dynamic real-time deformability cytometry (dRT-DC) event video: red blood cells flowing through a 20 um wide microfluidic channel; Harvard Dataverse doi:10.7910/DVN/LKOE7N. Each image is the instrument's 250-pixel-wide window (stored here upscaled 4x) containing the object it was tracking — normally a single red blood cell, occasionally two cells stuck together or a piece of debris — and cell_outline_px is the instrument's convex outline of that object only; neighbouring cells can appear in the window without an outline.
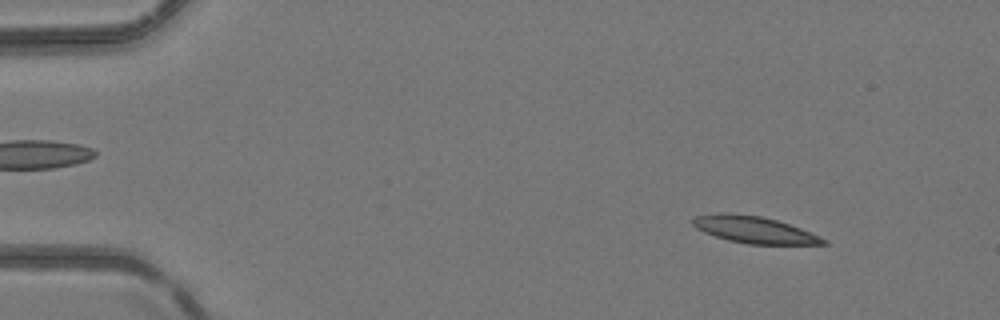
{"species": "common noctule bat (a hibernating species)", "species_latin": "Nyctalus noctula", "temperature_condition": "room temperature", "stored_images_in_passage": 7, "camera_frame_rate_fps": 3000, "um_per_image_px": 0.085, "animal": {"sex": "female", "body_mass_g": 24.6, "forearm_length_mm": 56.2}, "frame": {"image": 1, "passage_image": 1, "time_ms": 0.0, "image_size_px": [1000, 320], "cell_outline_px": [[828, 244], [748, 244], [728, 240], [704, 232], [696, 228], [692, 224], [692, 216], [720, 212], [728, 212], [760, 216], [776, 220], [800, 228], [820, 236], [828, 240]], "centroid_in_image_um": [64.07, 19.51], "position_along_channel_um": 20.9, "area_um2": 20.4}}
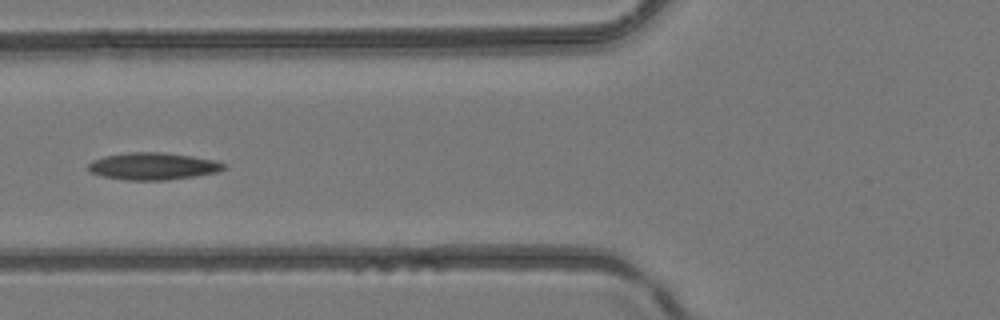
{"frame": {"image": 2, "passage_image": 5, "time_ms": 4.667, "image_size_px": [1000, 320], "cell_outline_px": [[228, 168], [220, 172], [168, 180], [128, 180], [104, 176], [92, 172], [88, 168], [88, 164], [92, 160], [104, 156], [128, 152], [164, 152], [192, 156], [212, 160], [228, 164]], "centroid_in_image_um": [13.06, 14.12], "position_along_channel_um": 112.7, "area_um2": 21.5}}
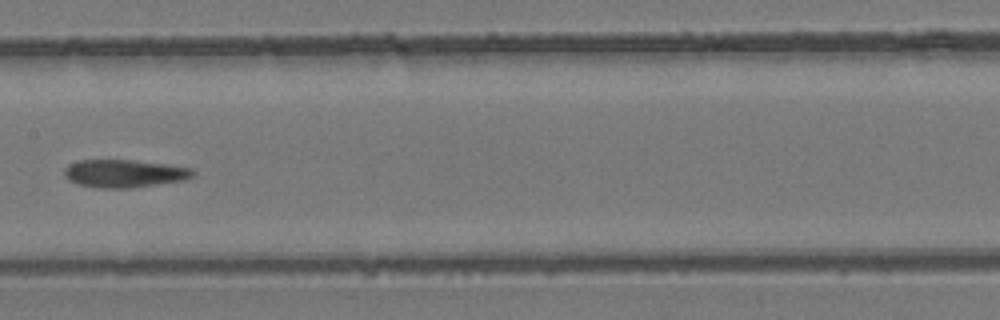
{"frame": {"image": 3, "passage_image": 7, "time_ms": 6.667, "image_size_px": [1000, 320], "cell_outline_px": [[196, 172], [192, 176], [184, 180], [132, 188], [100, 188], [80, 184], [68, 180], [64, 176], [64, 168], [68, 164], [76, 160], [128, 160], [164, 164], [192, 168]], "centroid_in_image_um": [10.53, 14.74], "position_along_channel_um": 196.9, "area_um2": 20.81}}